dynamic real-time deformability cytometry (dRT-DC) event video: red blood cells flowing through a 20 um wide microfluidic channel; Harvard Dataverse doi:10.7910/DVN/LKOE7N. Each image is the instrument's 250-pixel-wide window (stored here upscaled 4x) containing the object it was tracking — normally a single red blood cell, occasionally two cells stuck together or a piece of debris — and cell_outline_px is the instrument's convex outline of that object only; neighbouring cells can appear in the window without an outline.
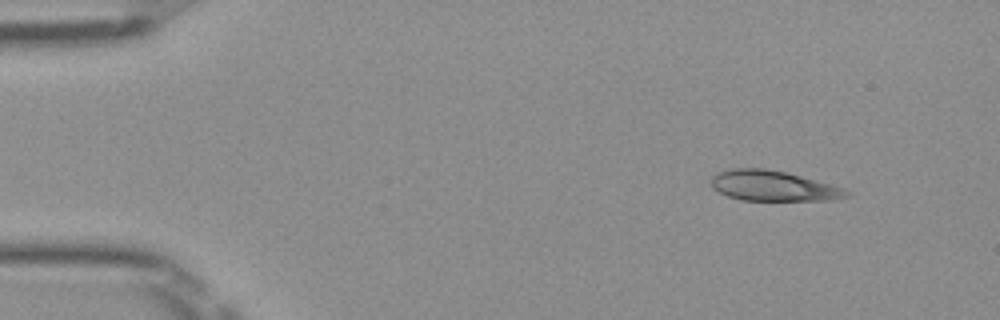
{"species": "Egyptian fruit bat (a non-hibernating species)", "species_latin": "Rousettus aegyptiacus", "temperature_condition": "room temperature", "stored_images_in_passage": 46, "camera_frame_rate_fps": 3000, "um_per_image_px": 0.085, "frame": {"image": 1, "passage_image": 1, "time_ms": 0.0, "image_size_px": [1000, 320], "cell_outline_px": [[848, 196], [828, 200], [740, 200], [728, 196], [712, 188], [712, 176], [720, 172], [732, 168], [764, 168], [784, 172], [800, 176], [844, 188], [848, 192]], "centroid_in_image_um": [65.68, 15.8], "position_along_channel_um": 19.3, "area_um2": 23.47}}
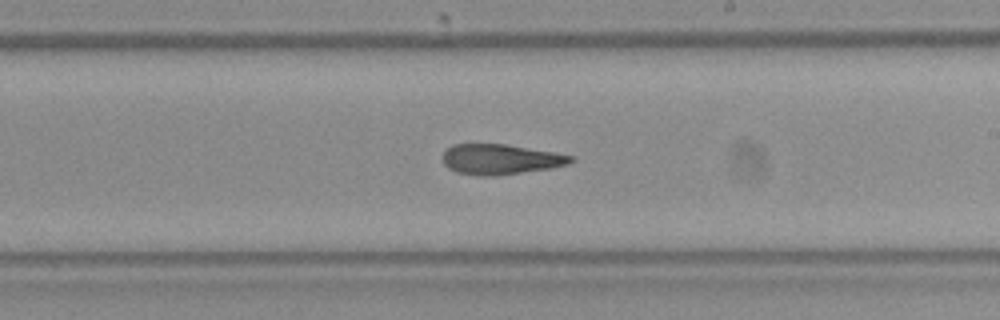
{"frame": {"image": 2, "passage_image": 25, "time_ms": 8.0, "image_size_px": [1000, 320], "cell_outline_px": [[576, 160], [568, 164], [552, 168], [496, 176], [480, 176], [456, 172], [448, 168], [444, 164], [440, 156], [452, 144], [508, 144], [556, 152], [576, 156]], "centroid_in_image_um": [42.57, 13.54], "position_along_channel_um": 246.4, "area_um2": 23.06}}
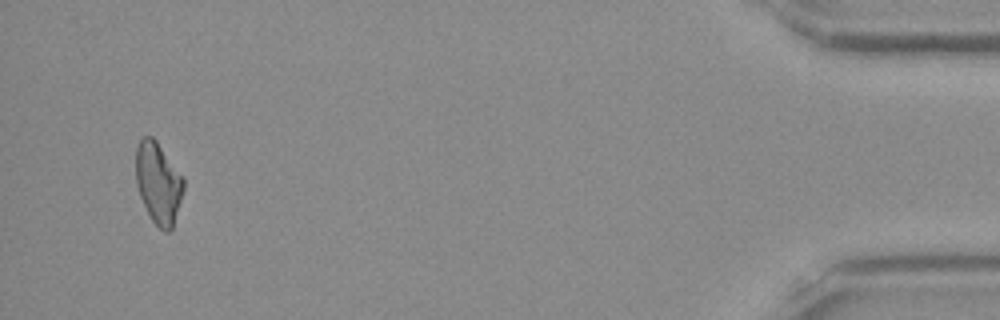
{"frame": {"image": 3, "passage_image": 44, "time_ms": 14.333, "image_size_px": [1000, 320], "cell_outline_px": [[184, 188], [172, 228], [168, 232], [164, 232], [152, 220], [140, 196], [136, 184], [136, 148], [140, 140], [144, 136], [152, 136], [156, 140], [184, 176]], "centroid_in_image_um": [13.46, 15.52], "position_along_channel_um": 421.7, "area_um2": 22.54}, "authors_computed_cell_mechanics": {"area_um2": 23.4379, "velocity_mm_per_s": 4.0011, "shape_relaxation_time_tau1_ms": null, "shape_relaxation_time_tau2_ms": 5.2833, "deformation_change_tau1": null, "deformation_change_tau2": 0.1393}}